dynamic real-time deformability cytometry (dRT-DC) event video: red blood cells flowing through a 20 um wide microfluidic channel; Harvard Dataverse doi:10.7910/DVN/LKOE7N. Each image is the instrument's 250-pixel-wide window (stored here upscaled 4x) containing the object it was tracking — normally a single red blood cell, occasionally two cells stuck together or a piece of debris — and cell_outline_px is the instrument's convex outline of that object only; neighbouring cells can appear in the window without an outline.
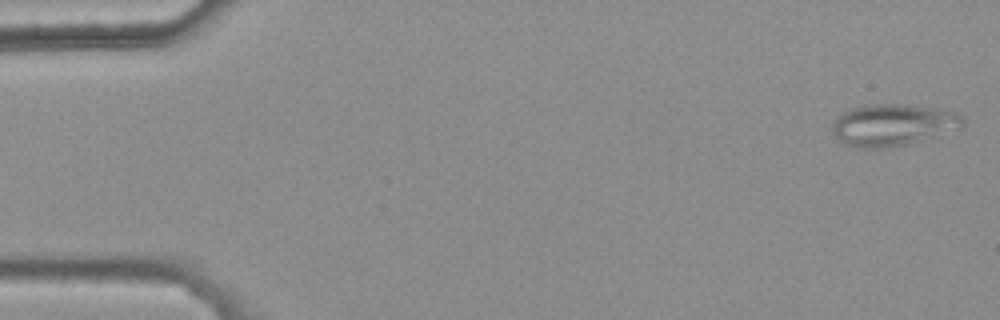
{"species": "common noctule bat (a hibernating species)", "species_latin": "Nyctalus noctula", "temperature_condition": "warm", "stored_images_in_passage": 47, "camera_frame_rate_fps": 3000, "um_per_image_px": 0.085, "animal": {"sex": "female", "body_mass_g": 25.1}, "frame": {"image": 1, "passage_image": 1, "time_ms": 0.0, "image_size_px": [1000, 320], "cell_outline_px": [[964, 128], [908, 144], [892, 148], [856, 148], [844, 144], [832, 132], [832, 124], [836, 116], [852, 108], [868, 104], [904, 104], [956, 112], [964, 116]], "centroid_in_image_um": [75.9, 10.63], "position_along_channel_um": 9.1, "area_um2": 32.14}}
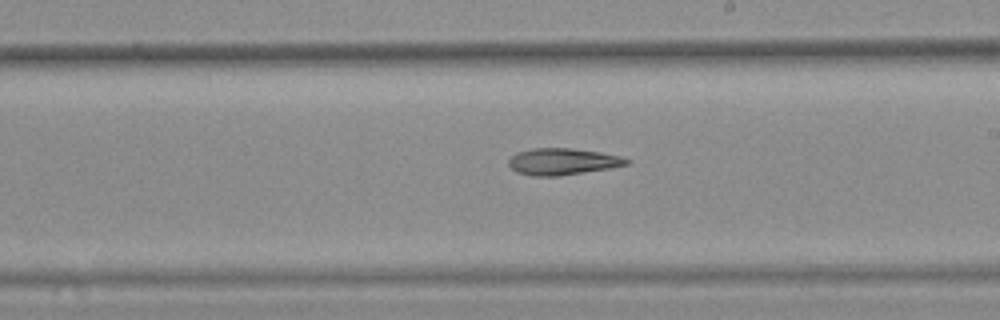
{"frame": {"image": 2, "passage_image": 30, "time_ms": 9.667, "image_size_px": [1000, 320], "cell_outline_px": [[632, 160], [628, 164], [608, 168], [560, 176], [532, 176], [516, 172], [508, 164], [508, 160], [516, 152], [532, 148], [572, 148], [600, 152], [620, 156]], "centroid_in_image_um": [47.79, 13.73], "position_along_channel_um": 241.2, "area_um2": 18.32}}
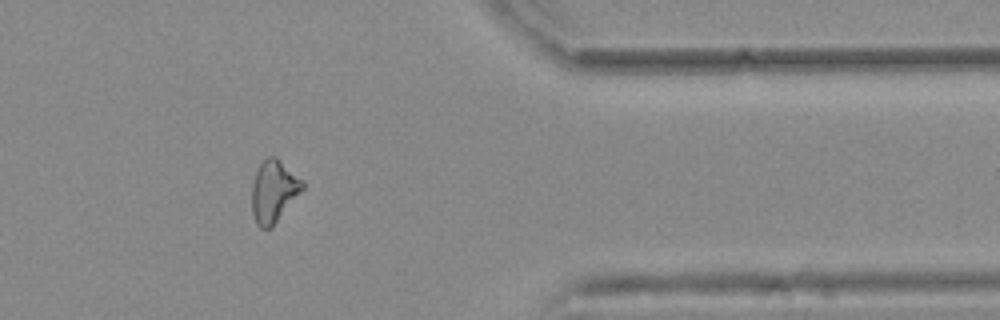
{"frame": {"image": 3, "passage_image": 43, "time_ms": 14.0, "image_size_px": [1000, 320], "cell_outline_px": [[304, 188], [276, 220], [268, 228], [260, 228], [256, 224], [252, 212], [252, 184], [256, 172], [260, 164], [268, 156], [276, 156], [304, 180]], "centroid_in_image_um": [23.26, 16.2], "position_along_channel_um": 388.1, "area_um2": 17.98}}